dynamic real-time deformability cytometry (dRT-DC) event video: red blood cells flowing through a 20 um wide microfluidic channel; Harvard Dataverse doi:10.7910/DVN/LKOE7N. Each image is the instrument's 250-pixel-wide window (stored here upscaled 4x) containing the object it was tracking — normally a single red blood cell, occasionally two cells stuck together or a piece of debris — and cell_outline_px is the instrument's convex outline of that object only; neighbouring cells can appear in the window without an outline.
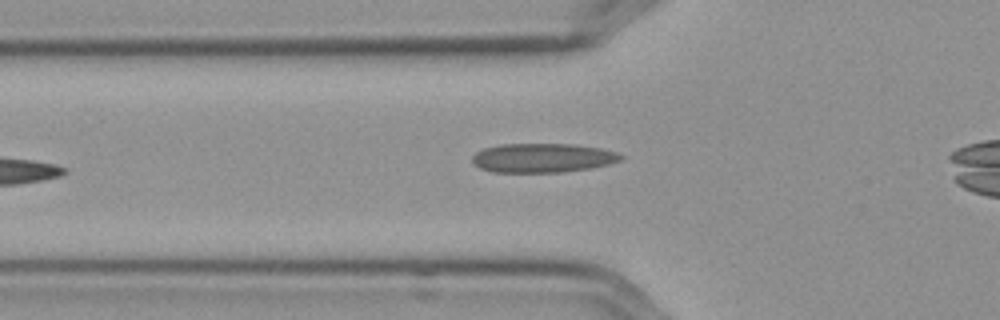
{"species": "Egyptian fruit bat (a non-hibernating species)", "species_latin": "Rousettus aegyptiacus", "temperature_condition": "cold", "stored_images_in_passage": 36, "camera_frame_rate_fps": 3000, "um_per_image_px": 0.085, "frame": {"image": 1, "passage_image": 6, "time_ms": 1.667, "image_size_px": [1000, 320], "cell_outline_px": [[624, 156], [620, 160], [608, 164], [588, 168], [560, 172], [492, 172], [480, 168], [472, 164], [472, 156], [476, 152], [484, 148], [500, 144], [572, 144], [600, 148], [616, 152]], "centroid_in_image_um": [46.07, 13.42], "position_along_channel_um": 79.7, "area_um2": 25.14}}
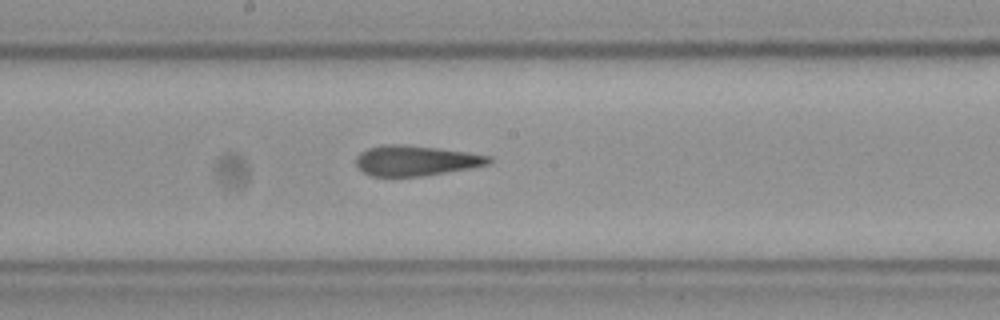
{"frame": {"image": 2, "passage_image": 17, "time_ms": 5.333, "image_size_px": [1000, 320], "cell_outline_px": [[492, 160], [488, 164], [468, 168], [420, 176], [372, 176], [364, 172], [356, 164], [356, 156], [360, 152], [368, 148], [380, 144], [404, 144], [468, 152], [492, 156]], "centroid_in_image_um": [35.31, 13.63], "position_along_channel_um": 212.9, "area_um2": 23.24}}
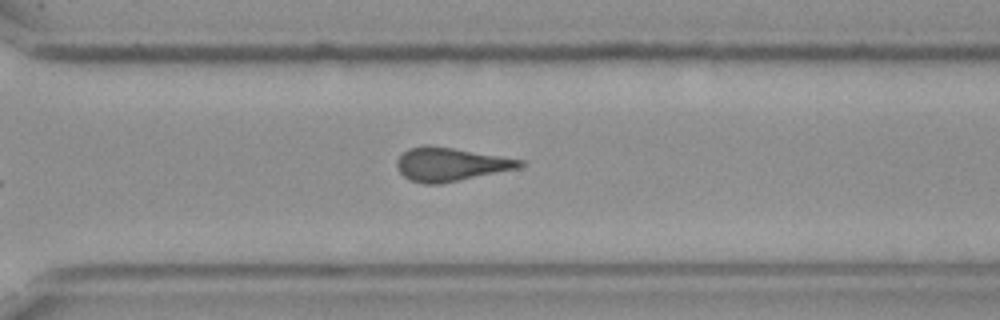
{"frame": {"image": 3, "passage_image": 27, "time_ms": 8.667, "image_size_px": [1000, 320], "cell_outline_px": [[524, 164], [520, 168], [440, 184], [424, 184], [412, 180], [404, 176], [396, 168], [396, 160], [408, 148], [424, 144], [428, 144], [524, 160]], "centroid_in_image_um": [38.27, 13.96], "position_along_channel_um": 332.3, "area_um2": 23.99}}